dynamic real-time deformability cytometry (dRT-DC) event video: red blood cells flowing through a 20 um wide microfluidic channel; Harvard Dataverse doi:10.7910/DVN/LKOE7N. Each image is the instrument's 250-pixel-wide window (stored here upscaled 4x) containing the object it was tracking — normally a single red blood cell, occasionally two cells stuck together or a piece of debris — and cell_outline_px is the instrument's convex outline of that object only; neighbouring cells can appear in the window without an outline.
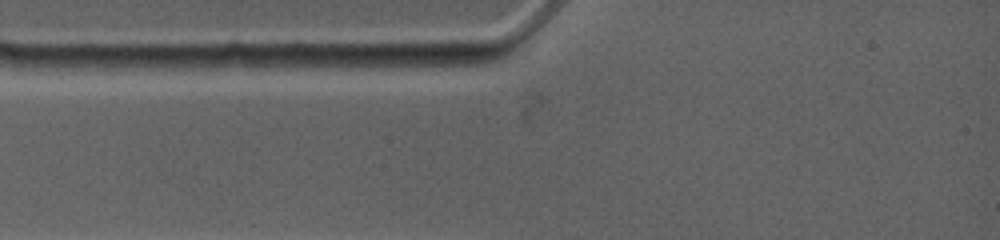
{"species": "common noctule bat (a hibernating species)", "species_latin": "Nyctalus noctula", "temperature_condition": "warm", "stored_images_in_passage": 3, "camera_frame_rate_fps": 4500, "um_per_image_px": 0.085, "animal": {"sex": "female", "body_mass_g": 19.0, "forearm_length_mm": 53.3}, "frame": {"image": 1, "passage_image": 1, "time_ms": 0.0, "image_size_px": [1000, 240], "cell_outline_px": [[468, 64], [436, 72], [388, 72], [312, 64], [312, 56], [412, 56]], "centroid_in_image_um": [32.88, 5.39], "position_along_channel_um": 52.1, "area_um2": 13.29}}